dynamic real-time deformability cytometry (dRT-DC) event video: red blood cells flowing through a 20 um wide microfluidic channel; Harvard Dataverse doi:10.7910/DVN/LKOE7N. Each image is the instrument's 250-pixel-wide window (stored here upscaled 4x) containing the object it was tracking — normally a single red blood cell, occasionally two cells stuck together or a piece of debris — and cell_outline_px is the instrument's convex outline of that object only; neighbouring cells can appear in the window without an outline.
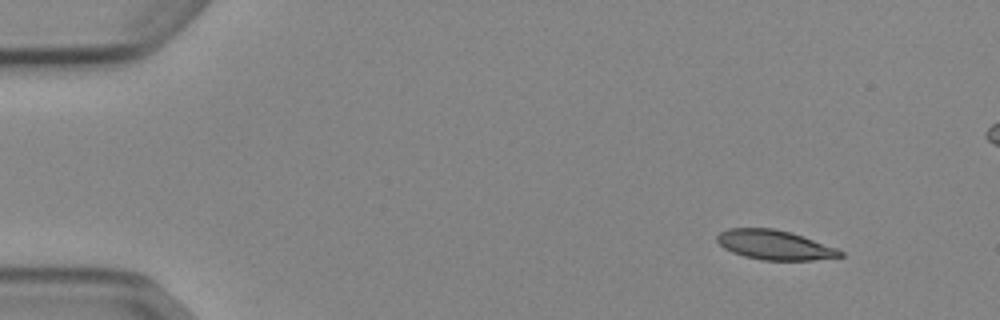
{"species": "Egyptian fruit bat (a non-hibernating species)", "species_latin": "Rousettus aegyptiacus", "temperature_condition": "cold", "stored_images_in_passage": 49, "segment_of_instrument_passage": [1, 2], "camera_frame_rate_fps": 3000, "um_per_image_px": 0.085, "animal": {"sex": "female"}, "frame": {"image": 1, "passage_image": 1, "time_ms": 0.0, "image_size_px": [1000, 320], "cell_outline_px": [[844, 256], [812, 260], [764, 260], [744, 256], [732, 252], [724, 248], [716, 240], [716, 236], [720, 232], [728, 228], [772, 228], [788, 232], [836, 248], [844, 252]], "centroid_in_image_um": [65.8, 20.82], "position_along_channel_um": 19.2, "area_um2": 20.87}}
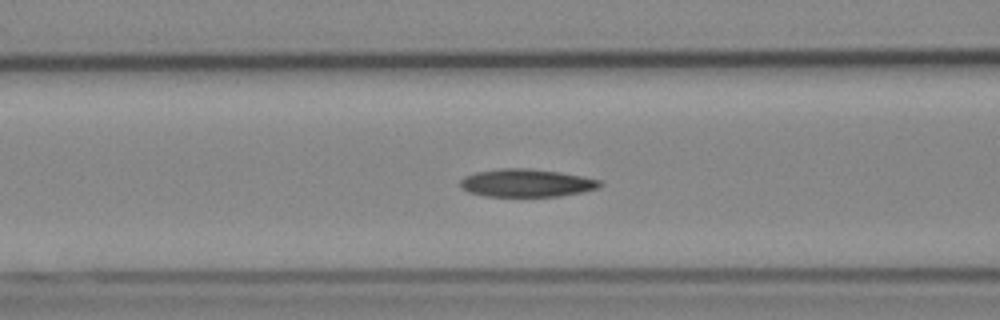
{"frame": {"image": 2, "passage_image": 17, "time_ms": 5.333, "image_size_px": [1000, 320], "cell_outline_px": [[604, 184], [600, 188], [584, 192], [560, 196], [484, 196], [468, 192], [460, 188], [460, 180], [464, 176], [476, 172], [500, 168], [528, 168], [560, 172], [584, 176], [600, 180]], "centroid_in_image_um": [44.78, 15.55], "position_along_channel_um": 121.8, "area_um2": 23.0}}
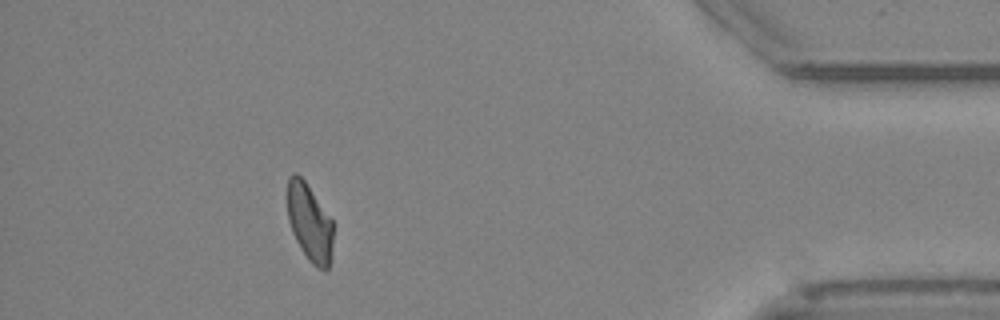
{"frame": {"image": 3, "passage_image": 43, "time_ms": 14.0, "image_size_px": [1000, 320], "cell_outline_px": [[332, 244], [328, 272], [324, 272], [316, 268], [308, 260], [300, 248], [292, 232], [288, 220], [288, 176], [292, 172], [296, 172], [304, 180], [332, 220]], "centroid_in_image_um": [26.3, 18.96], "position_along_channel_um": 408.9, "area_um2": 20.63}}